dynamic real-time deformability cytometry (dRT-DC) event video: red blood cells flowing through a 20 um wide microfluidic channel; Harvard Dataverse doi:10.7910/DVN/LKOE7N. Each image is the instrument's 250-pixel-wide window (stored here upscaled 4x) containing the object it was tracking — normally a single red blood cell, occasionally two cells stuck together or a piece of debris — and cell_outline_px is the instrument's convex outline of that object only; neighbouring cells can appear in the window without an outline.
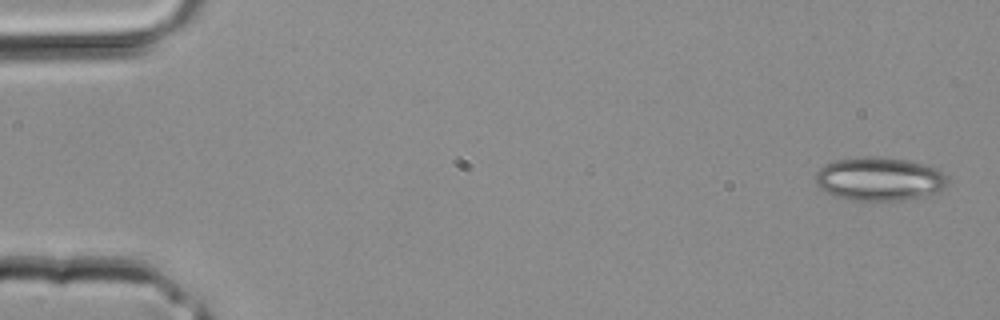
{"species": "common noctule bat (a hibernating species)", "species_latin": "Nyctalus noctula", "temperature_condition": "room temperature", "stored_images_in_passage": 3, "camera_frame_rate_fps": 3000, "um_per_image_px": 0.085, "animal": {"sex": "male", "body_mass_g": 20.4}, "frame": {"image": 1, "passage_image": 1, "time_ms": 0.0, "image_size_px": [1000, 320], "cell_outline_px": [[948, 180], [936, 192], [924, 196], [904, 200], [852, 200], [836, 196], [820, 188], [816, 184], [816, 172], [824, 164], [836, 160], [868, 156], [876, 156], [904, 160], [924, 164], [936, 168], [944, 172], [948, 176]], "centroid_in_image_um": [74.73, 15.2], "position_along_channel_um": 10.3, "area_um2": 33.23}}